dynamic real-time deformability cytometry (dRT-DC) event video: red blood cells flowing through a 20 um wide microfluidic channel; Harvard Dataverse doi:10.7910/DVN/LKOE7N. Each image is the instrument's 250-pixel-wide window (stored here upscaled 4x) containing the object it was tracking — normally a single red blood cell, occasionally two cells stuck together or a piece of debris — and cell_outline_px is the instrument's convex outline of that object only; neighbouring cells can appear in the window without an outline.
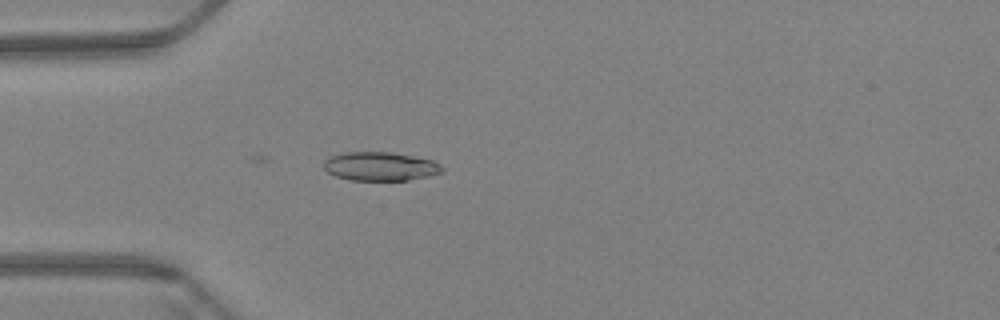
{"species": "Egyptian fruit bat (a non-hibernating species)", "species_latin": "Rousettus aegyptiacus", "temperature_condition": "warm", "stored_images_in_passage": 52, "camera_frame_rate_fps": 3000, "um_per_image_px": 0.085, "animal": {"sex": "female"}, "frame": {"image": 1, "passage_image": 17, "time_ms": 5.333, "image_size_px": [1000, 320], "cell_outline_px": [[444, 172], [408, 180], [352, 180], [336, 176], [328, 172], [324, 168], [324, 160], [328, 156], [344, 152], [392, 152], [432, 160], [440, 164], [444, 168]], "centroid_in_image_um": [32.31, 14.13], "position_along_channel_um": 52.7, "area_um2": 19.83}}
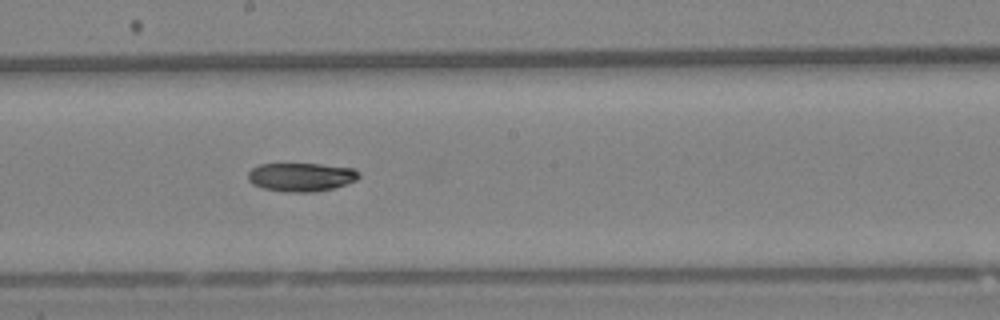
{"frame": {"image": 2, "passage_image": 33, "time_ms": 10.667, "image_size_px": [1000, 320], "cell_outline_px": [[360, 176], [356, 180], [332, 188], [312, 192], [288, 192], [264, 188], [252, 184], [248, 180], [248, 172], [252, 168], [260, 164], [320, 164], [356, 168], [360, 172]], "centroid_in_image_um": [25.61, 15.03], "position_along_channel_um": 222.6, "area_um2": 18.44}}
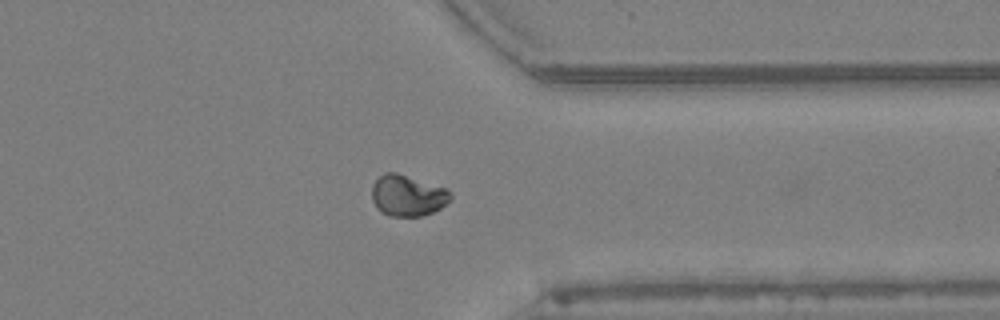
{"frame": {"image": 3, "passage_image": 47, "time_ms": 15.333, "image_size_px": [1000, 320], "cell_outline_px": [[452, 200], [440, 208], [432, 212], [420, 216], [388, 216], [380, 212], [372, 200], [372, 184], [384, 172], [396, 172], [448, 188], [452, 192]], "centroid_in_image_um": [34.67, 16.61], "position_along_channel_um": 376.7, "area_um2": 19.13}, "authors_computed_cell_mechanics": {"area_um2": 19.1896, "velocity_mm_per_s": 3.3568, "shape_relaxation_time_tau1_ms": 0.8277, "shape_relaxation_time_tau2_ms": null, "deformation_change_tau1": null, "deformation_change_tau2": null}}